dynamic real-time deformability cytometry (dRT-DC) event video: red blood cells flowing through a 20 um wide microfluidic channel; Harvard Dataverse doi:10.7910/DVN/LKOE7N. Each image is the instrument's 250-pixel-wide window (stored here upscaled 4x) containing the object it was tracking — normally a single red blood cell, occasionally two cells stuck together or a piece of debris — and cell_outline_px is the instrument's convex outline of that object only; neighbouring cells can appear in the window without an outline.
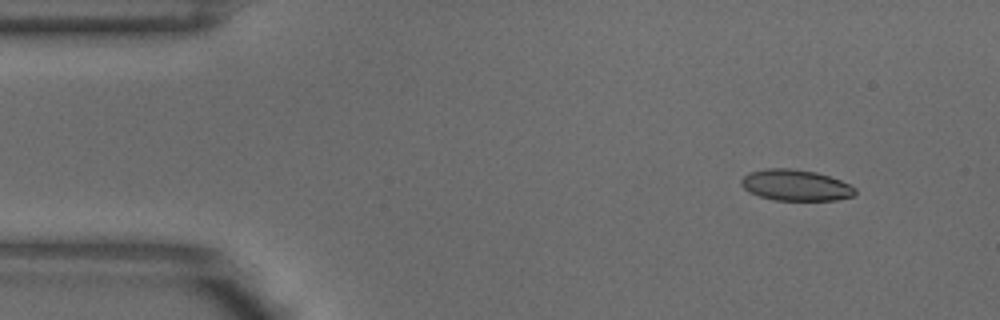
{"species": "common noctule bat (a hibernating species)", "species_latin": "Nyctalus noctula", "temperature_condition": "warm", "stored_images_in_passage": 6, "camera_frame_rate_fps": 3000, "um_per_image_px": 0.085, "animal": {"sex": "male", "body_mass_g": 18.8}, "frame": {"image": 1, "passage_image": 2, "time_ms": 0.333, "image_size_px": [1000, 320], "cell_outline_px": [[856, 192], [852, 196], [836, 200], [776, 200], [760, 196], [748, 192], [740, 184], [740, 180], [748, 172], [768, 168], [792, 168], [816, 172], [840, 180], [856, 188]], "centroid_in_image_um": [67.6, 15.73], "position_along_channel_um": 17.4, "area_um2": 20.63}}
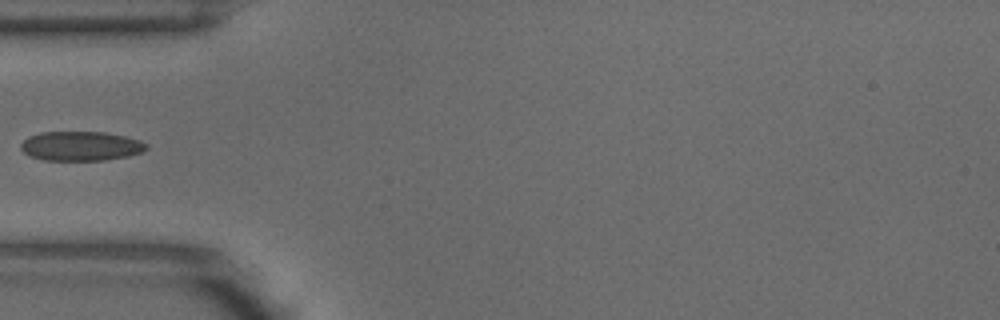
{"frame": {"image": 2, "passage_image": 5, "time_ms": 1.333, "image_size_px": [1000, 320], "cell_outline_px": [[148, 148], [140, 152], [128, 156], [104, 160], [44, 160], [32, 156], [24, 152], [20, 148], [20, 144], [28, 136], [40, 132], [104, 132], [124, 136], [140, 140], [148, 144]], "centroid_in_image_um": [6.87, 12.41], "position_along_channel_um": 78.1, "area_um2": 21.44}}